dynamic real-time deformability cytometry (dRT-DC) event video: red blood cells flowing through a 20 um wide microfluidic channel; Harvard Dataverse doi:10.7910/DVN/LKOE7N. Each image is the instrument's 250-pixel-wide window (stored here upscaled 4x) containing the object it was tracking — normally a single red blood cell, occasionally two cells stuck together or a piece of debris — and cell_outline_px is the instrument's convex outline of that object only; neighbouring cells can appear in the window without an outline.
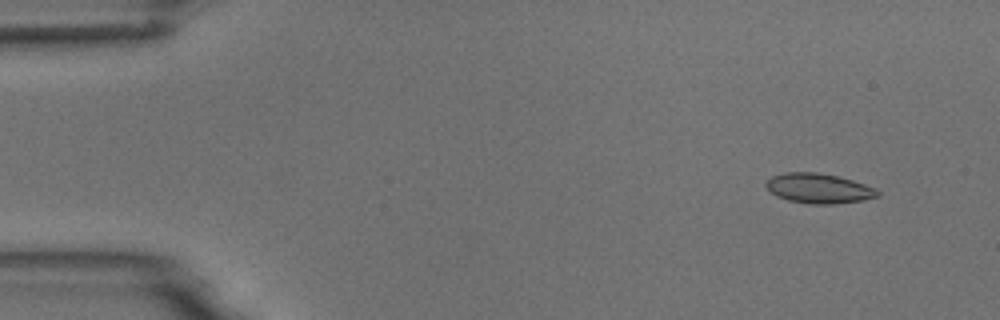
{"species": "common noctule bat (a hibernating species)", "species_latin": "Nyctalus noctula", "temperature_condition": "room temperature", "stored_images_in_passage": 6, "camera_frame_rate_fps": 3000, "um_per_image_px": 0.085, "animal": {"sex": "male", "body_mass_g": 18.8}, "frame": {"image": 1, "passage_image": 2, "time_ms": 1.333, "image_size_px": [1000, 320], "cell_outline_px": [[880, 196], [864, 200], [832, 204], [808, 204], [788, 200], [776, 196], [764, 184], [772, 176], [784, 172], [816, 172], [840, 176], [876, 188], [880, 192]], "centroid_in_image_um": [69.61, 16.01], "position_along_channel_um": 15.4, "area_um2": 19.54}}
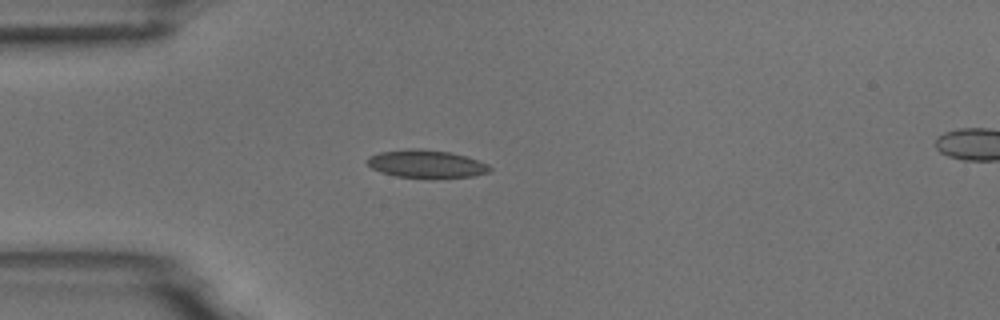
{"frame": {"image": 2, "passage_image": 5, "time_ms": 4.667, "image_size_px": [1000, 320], "cell_outline_px": [[492, 168], [488, 172], [472, 176], [432, 180], [396, 176], [380, 172], [372, 168], [368, 164], [368, 156], [380, 152], [408, 148], [420, 148], [448, 152], [464, 156], [488, 164]], "centroid_in_image_um": [36.22, 13.96], "position_along_channel_um": 48.8, "area_um2": 20.29}}